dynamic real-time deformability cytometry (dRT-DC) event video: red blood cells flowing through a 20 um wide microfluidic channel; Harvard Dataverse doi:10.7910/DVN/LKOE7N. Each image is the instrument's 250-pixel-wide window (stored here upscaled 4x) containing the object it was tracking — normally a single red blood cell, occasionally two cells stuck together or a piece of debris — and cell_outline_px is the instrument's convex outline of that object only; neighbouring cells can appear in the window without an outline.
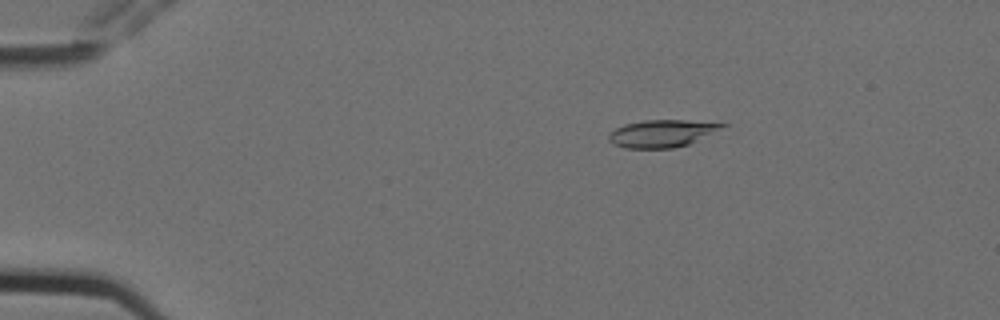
{"species": "Egyptian fruit bat (a non-hibernating species)", "species_latin": "Rousettus aegyptiacus", "temperature_condition": "cold", "stored_images_in_passage": 5, "camera_frame_rate_fps": 3000, "um_per_image_px": 0.085, "animal": {"sex": "female"}, "frame": {"image": 1, "passage_image": 3, "time_ms": 0.667, "image_size_px": [1000, 320], "cell_outline_px": [[728, 124], [688, 144], [672, 148], [624, 148], [608, 140], [608, 136], [616, 128], [624, 124], [644, 120], [684, 120]], "centroid_in_image_um": [56.19, 11.34], "position_along_channel_um": 28.8, "area_um2": 17.57}}